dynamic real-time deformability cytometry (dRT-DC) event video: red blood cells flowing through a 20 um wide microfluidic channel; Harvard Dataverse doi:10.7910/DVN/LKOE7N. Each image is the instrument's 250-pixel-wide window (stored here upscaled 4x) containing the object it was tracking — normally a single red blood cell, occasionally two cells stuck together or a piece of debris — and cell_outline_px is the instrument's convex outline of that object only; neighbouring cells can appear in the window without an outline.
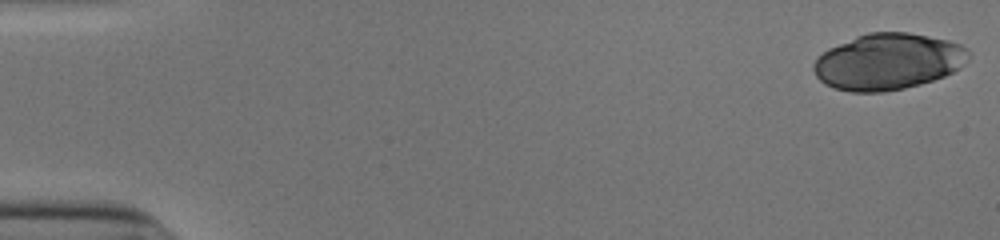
{"species": "human", "species_latin": "Homo sapiens", "temperature_condition": "cold", "stored_images_in_passage": 44, "camera_frame_rate_fps": 3000, "um_per_image_px": 0.085, "donor": {"sex": "male"}, "frame": {"image": 1, "passage_image": 1, "time_ms": 0.0, "image_size_px": [1000, 240], "cell_outline_px": [[968, 52], [960, 68], [944, 76], [920, 84], [904, 88], [884, 92], [852, 92], [836, 88], [824, 84], [816, 76], [812, 68], [816, 60], [828, 48], [856, 36], [868, 32], [908, 32], [948, 40], [960, 44]], "centroid_in_image_um": [75.44, 5.24], "position_along_channel_um": 9.6, "area_um2": 50.4}}
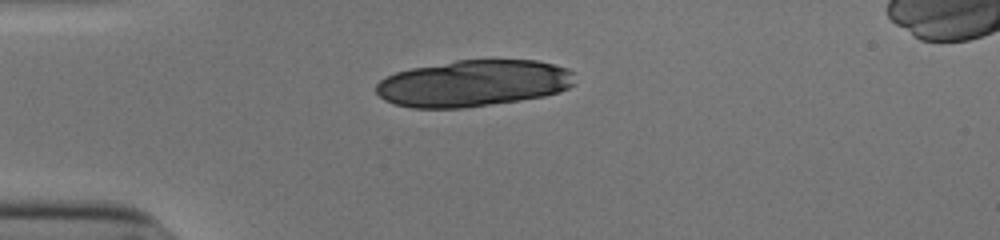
{"frame": {"image": 2, "passage_image": 14, "time_ms": 4.333, "image_size_px": [1000, 240], "cell_outline_px": [[576, 84], [568, 88], [544, 96], [520, 100], [464, 108], [412, 108], [396, 104], [384, 100], [376, 92], [376, 84], [380, 80], [396, 72], [412, 68], [456, 60], [536, 60], [568, 68], [572, 72]], "centroid_in_image_um": [40.24, 7.08], "position_along_channel_um": 44.8, "area_um2": 53.87}}